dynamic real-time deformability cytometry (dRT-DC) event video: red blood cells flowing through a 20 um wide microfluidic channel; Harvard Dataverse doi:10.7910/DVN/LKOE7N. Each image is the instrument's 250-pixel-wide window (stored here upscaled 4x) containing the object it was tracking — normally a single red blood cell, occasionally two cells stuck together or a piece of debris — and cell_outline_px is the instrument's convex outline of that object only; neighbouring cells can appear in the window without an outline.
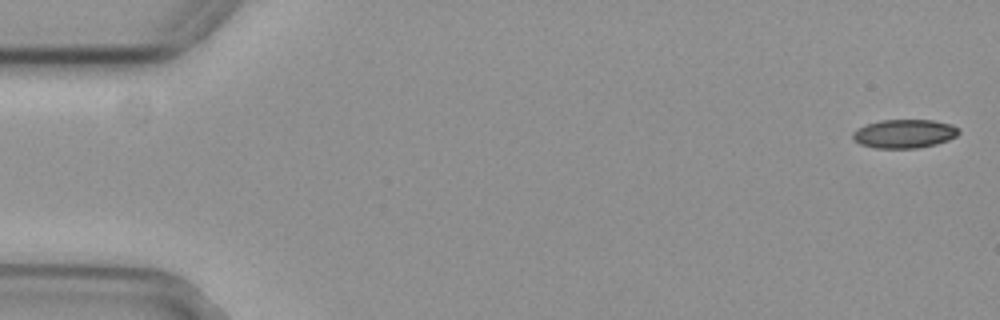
{"species": "common noctule bat (a hibernating species)", "species_latin": "Nyctalus noctula", "temperature_condition": "cold", "stored_images_in_passage": 55, "camera_frame_rate_fps": 3000, "um_per_image_px": 0.085, "animal": {"sex": "female", "body_mass_g": 29.2, "forearm_length_mm": 56.3}, "frame": {"image": 1, "passage_image": 1, "time_ms": 0.0, "image_size_px": [1000, 320], "cell_outline_px": [[960, 132], [956, 136], [948, 140], [936, 144], [916, 148], [876, 148], [860, 144], [852, 140], [852, 132], [856, 128], [880, 120], [932, 120], [952, 124], [960, 128]], "centroid_in_image_um": [76.86, 11.36], "position_along_channel_um": 8.1, "area_um2": 17.86}}
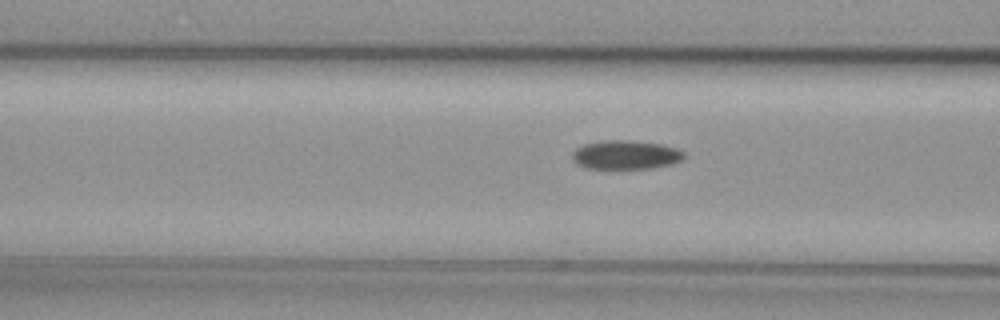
{"frame": {"image": 2, "passage_image": 21, "time_ms": 6.667, "image_size_px": [1000, 320], "cell_outline_px": [[684, 160], [672, 164], [652, 168], [584, 168], [576, 164], [572, 160], [572, 152], [576, 148], [584, 144], [604, 140], [628, 140], [660, 144], [676, 148], [684, 152]], "centroid_in_image_um": [53.17, 13.16], "position_along_channel_um": 113.4, "area_um2": 18.9}}
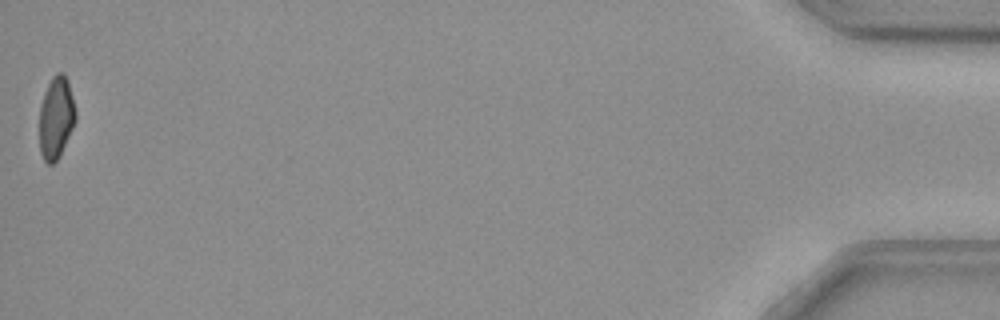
{"frame": {"image": 3, "passage_image": 55, "time_ms": 18.0, "image_size_px": [1000, 320], "cell_outline_px": [[76, 120], [60, 156], [52, 164], [48, 164], [44, 160], [40, 152], [40, 104], [44, 92], [52, 76], [56, 72], [64, 72], [68, 80], [76, 112]], "centroid_in_image_um": [4.77, 9.98], "position_along_channel_um": 430.4, "area_um2": 17.4}, "authors_computed_cell_mechanics": {"area_um2": 18.785, "velocity_mm_per_s": 3.722, "shape_relaxation_time_tau1_ms": 5.6543, "shape_relaxation_time_tau2_ms": null, "deformation_change_tau1": 0.1024, "deformation_change_tau2": null}}